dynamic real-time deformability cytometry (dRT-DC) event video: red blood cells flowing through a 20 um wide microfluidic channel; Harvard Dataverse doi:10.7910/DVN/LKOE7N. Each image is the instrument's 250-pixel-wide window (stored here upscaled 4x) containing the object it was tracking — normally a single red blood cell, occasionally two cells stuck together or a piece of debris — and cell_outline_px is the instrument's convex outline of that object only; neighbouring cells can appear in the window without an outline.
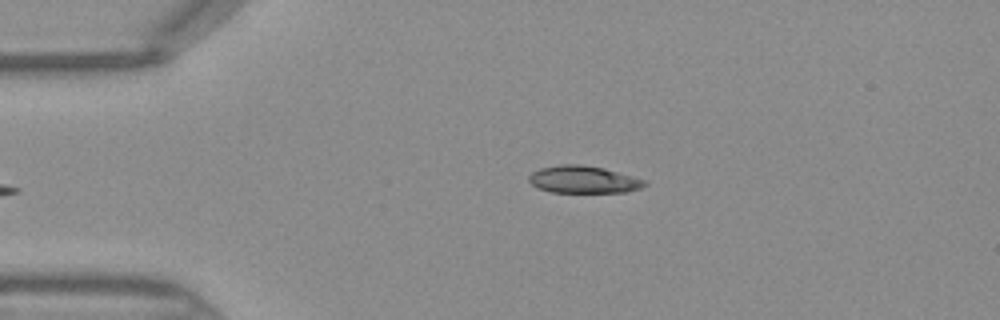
{"species": "Egyptian fruit bat (a non-hibernating species)", "species_latin": "Rousettus aegyptiacus", "temperature_condition": "warm", "stored_images_in_passage": 31, "camera_frame_rate_fps": 3000, "um_per_image_px": 0.085, "frame": {"image": 1, "passage_image": 1, "time_ms": 0.0, "image_size_px": [1000, 320], "cell_outline_px": [[648, 184], [640, 188], [624, 192], [552, 192], [540, 188], [532, 184], [528, 180], [528, 176], [532, 172], [540, 168], [564, 164], [580, 164], [604, 168], [648, 180]], "centroid_in_image_um": [49.63, 15.25], "position_along_channel_um": 35.4, "area_um2": 18.38}}
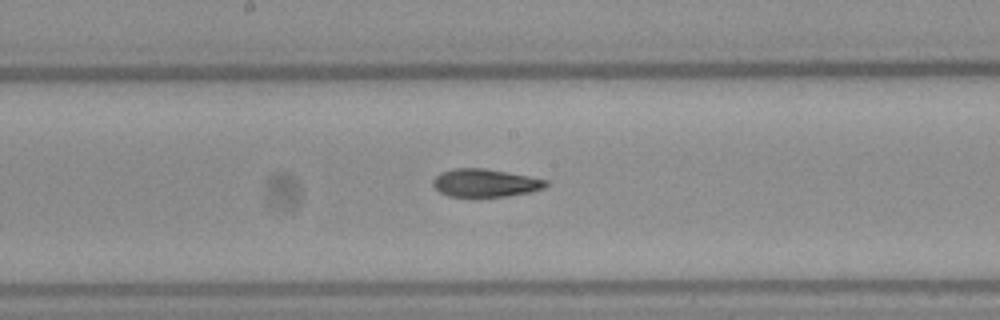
{"frame": {"image": 2, "passage_image": 15, "time_ms": 4.667, "image_size_px": [1000, 320], "cell_outline_px": [[548, 184], [544, 188], [528, 192], [508, 196], [448, 196], [440, 192], [432, 184], [432, 180], [440, 172], [456, 168], [484, 168], [528, 176], [548, 180]], "centroid_in_image_um": [41.22, 15.54], "position_along_channel_um": 207.0, "area_um2": 18.21}}
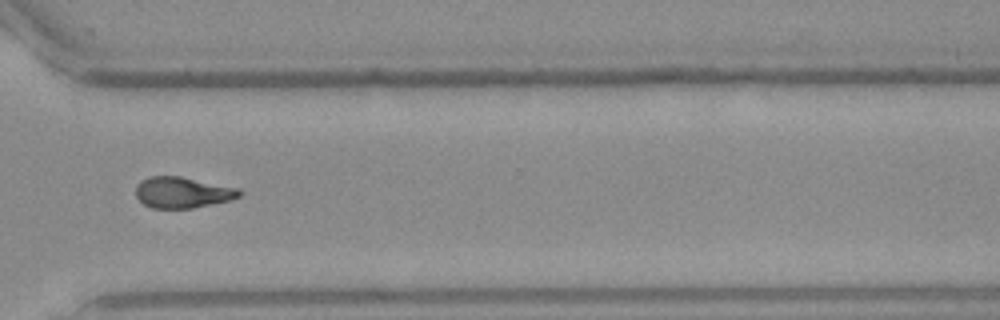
{"frame": {"image": 3, "passage_image": 25, "time_ms": 8.0, "image_size_px": [1000, 320], "cell_outline_px": [[244, 192], [240, 196], [232, 200], [192, 208], [152, 208], [144, 204], [136, 196], [136, 184], [140, 180], [148, 176], [180, 176], [240, 188]], "centroid_in_image_um": [15.54, 16.35], "position_along_channel_um": 355.1, "area_um2": 18.96}}